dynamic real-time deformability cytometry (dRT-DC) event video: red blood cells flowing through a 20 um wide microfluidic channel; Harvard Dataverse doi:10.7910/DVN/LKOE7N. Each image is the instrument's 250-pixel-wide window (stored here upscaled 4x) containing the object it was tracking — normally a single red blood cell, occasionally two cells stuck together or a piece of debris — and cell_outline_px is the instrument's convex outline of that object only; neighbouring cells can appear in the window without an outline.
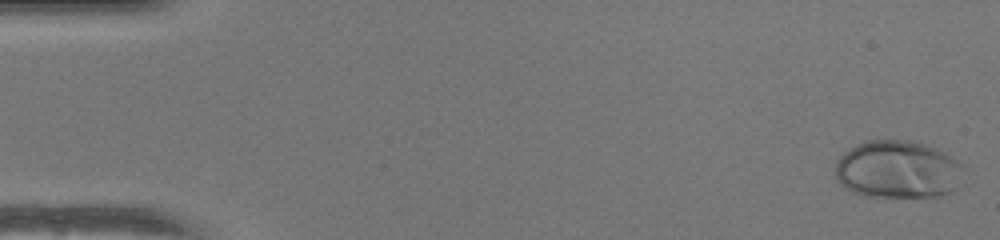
{"species": "human", "species_latin": "Homo sapiens", "temperature_condition": "warm", "stored_images_in_passage": 27, "camera_frame_rate_fps": 3000, "um_per_image_px": 0.085, "donor": {"sex": "female"}, "frame": {"image": 1, "passage_image": 1, "time_ms": 0.0, "image_size_px": [1000, 240], "cell_outline_px": [[960, 164], [952, 192], [940, 196], [864, 196], [852, 192], [844, 188], [836, 180], [836, 160], [848, 148], [856, 144], [868, 140], [908, 140], [924, 144], [936, 148], [952, 156]], "centroid_in_image_um": [76.2, 14.39], "position_along_channel_um": 8.8, "area_um2": 42.71}}
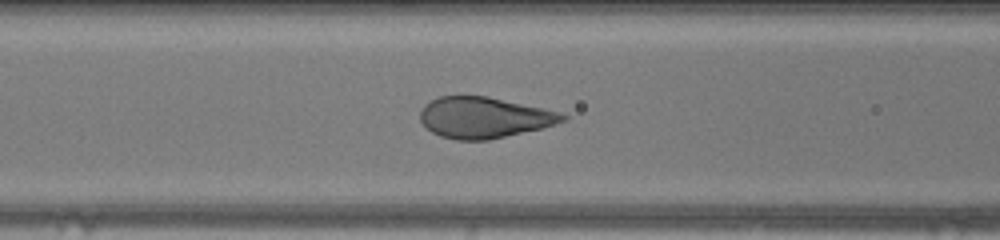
{"frame": {"image": 2, "passage_image": 21, "time_ms": 6.667, "image_size_px": [1000, 240], "cell_outline_px": [[568, 120], [556, 124], [540, 128], [488, 140], [456, 140], [440, 136], [432, 132], [420, 120], [420, 112], [424, 104], [440, 96], [488, 96], [560, 112], [568, 116]], "centroid_in_image_um": [41.14, 9.99], "position_along_channel_um": 125.5, "area_um2": 33.81}}
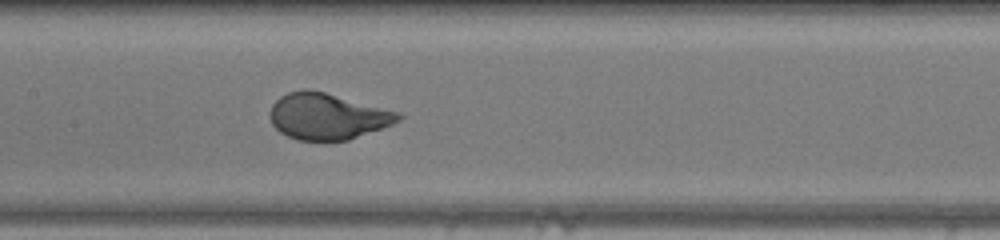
{"frame": {"image": 3, "passage_image": 25, "time_ms": 8.0, "image_size_px": [1000, 240], "cell_outline_px": [[404, 116], [400, 120], [392, 124], [348, 140], [296, 140], [280, 132], [272, 124], [268, 116], [268, 112], [272, 104], [280, 96], [288, 92], [304, 88], [324, 92], [400, 112]], "centroid_in_image_um": [27.79, 9.88], "position_along_channel_um": 179.6, "area_um2": 34.56}}